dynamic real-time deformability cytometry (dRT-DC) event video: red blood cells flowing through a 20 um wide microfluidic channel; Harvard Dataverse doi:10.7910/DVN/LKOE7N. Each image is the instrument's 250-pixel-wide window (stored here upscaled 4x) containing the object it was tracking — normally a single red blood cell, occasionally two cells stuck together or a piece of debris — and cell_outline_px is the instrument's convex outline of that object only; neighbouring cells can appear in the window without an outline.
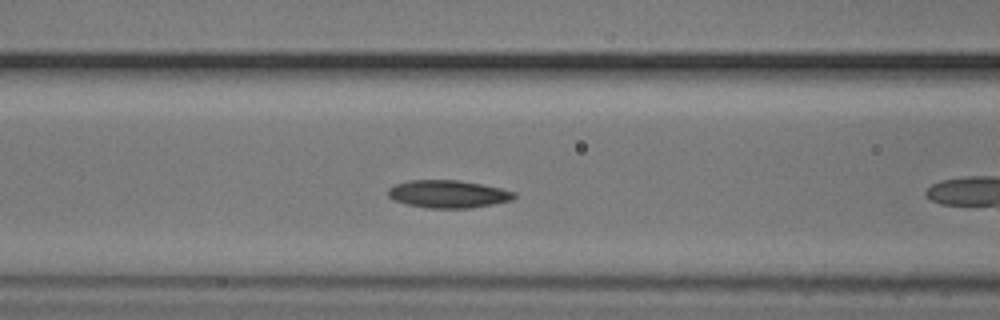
{"species": "common noctule bat (a hibernating species)", "species_latin": "Nyctalus noctula", "temperature_condition": "cold", "stored_images_in_passage": 19, "camera_frame_rate_fps": 3000, "um_per_image_px": 0.085, "animal": {"sex": "male", "body_mass_g": 20.5, "forearm_length_mm": 52.5}, "frame": {"image": 1, "passage_image": 14, "time_ms": 4.333, "image_size_px": [1000, 320], "cell_outline_px": [[516, 196], [512, 200], [492, 204], [468, 208], [428, 208], [408, 204], [392, 200], [388, 196], [388, 188], [396, 184], [408, 180], [456, 180], [480, 184], [500, 188], [516, 192]], "centroid_in_image_um": [38.07, 16.49], "position_along_channel_um": 128.5, "area_um2": 20.23}}